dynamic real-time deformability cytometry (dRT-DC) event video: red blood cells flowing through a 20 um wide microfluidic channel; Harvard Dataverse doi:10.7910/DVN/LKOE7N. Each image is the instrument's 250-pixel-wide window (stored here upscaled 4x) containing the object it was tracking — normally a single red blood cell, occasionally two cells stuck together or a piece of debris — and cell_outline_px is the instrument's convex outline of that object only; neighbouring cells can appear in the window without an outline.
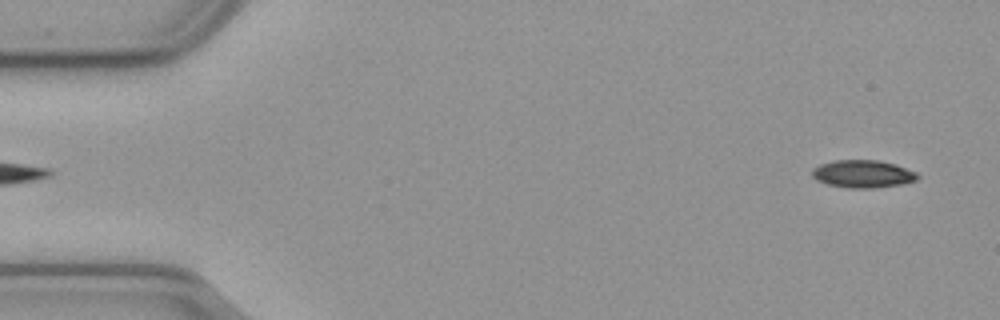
{"species": "common noctule bat (a hibernating species)", "species_latin": "Nyctalus noctula", "temperature_condition": "cold", "stored_images_in_passage": 55, "camera_frame_rate_fps": 3000, "um_per_image_px": 0.085, "animal": {"sex": "male", "body_mass_g": 23.1, "forearm_length_mm": 52.7}, "frame": {"image": 1, "passage_image": 2, "time_ms": 0.333, "image_size_px": [1000, 320], "cell_outline_px": [[920, 176], [916, 180], [900, 184], [872, 188], [848, 188], [828, 184], [816, 180], [812, 176], [812, 168], [820, 164], [832, 160], [880, 160], [896, 164], [916, 172]], "centroid_in_image_um": [73.32, 14.77], "position_along_channel_um": 11.7, "area_um2": 17.05}}
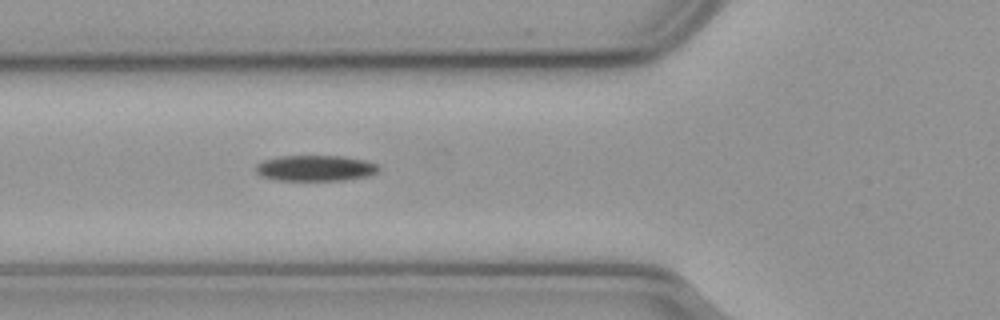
{"frame": {"image": 2, "passage_image": 19, "time_ms": 6.0, "image_size_px": [1000, 320], "cell_outline_px": [[380, 172], [372, 176], [344, 180], [276, 180], [260, 176], [256, 172], [256, 164], [264, 160], [280, 156], [340, 156], [364, 160], [380, 164]], "centroid_in_image_um": [26.87, 14.3], "position_along_channel_um": 98.9, "area_um2": 18.73}}
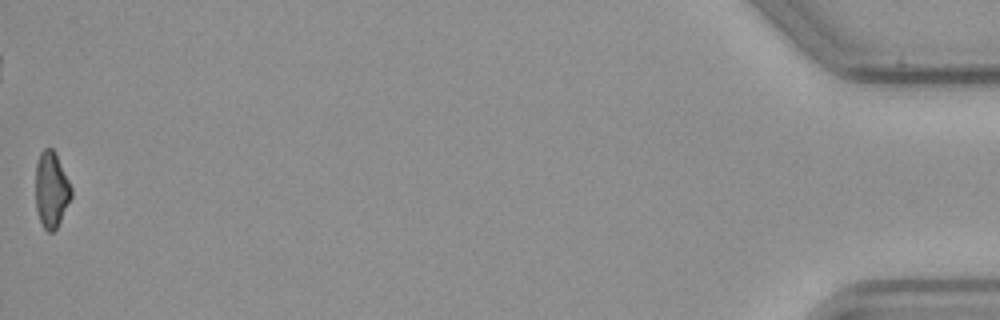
{"frame": {"image": 3, "passage_image": 55, "time_ms": 18.0, "image_size_px": [1000, 320], "cell_outline_px": [[72, 196], [56, 228], [52, 232], [48, 232], [44, 228], [40, 220], [36, 208], [36, 164], [40, 152], [44, 148], [52, 148], [56, 152], [72, 188]], "centroid_in_image_um": [4.36, 16.09], "position_along_channel_um": 430.8, "area_um2": 15.72}, "authors_computed_cell_mechanics": {"area_um2": 17.7446, "velocity_mm_per_s": 3.6509, "shape_relaxation_time_tau1_ms": 3.4947, "shape_relaxation_time_tau2_ms": null, "deformation_change_tau1": 0.1173, "deformation_change_tau2": null}}